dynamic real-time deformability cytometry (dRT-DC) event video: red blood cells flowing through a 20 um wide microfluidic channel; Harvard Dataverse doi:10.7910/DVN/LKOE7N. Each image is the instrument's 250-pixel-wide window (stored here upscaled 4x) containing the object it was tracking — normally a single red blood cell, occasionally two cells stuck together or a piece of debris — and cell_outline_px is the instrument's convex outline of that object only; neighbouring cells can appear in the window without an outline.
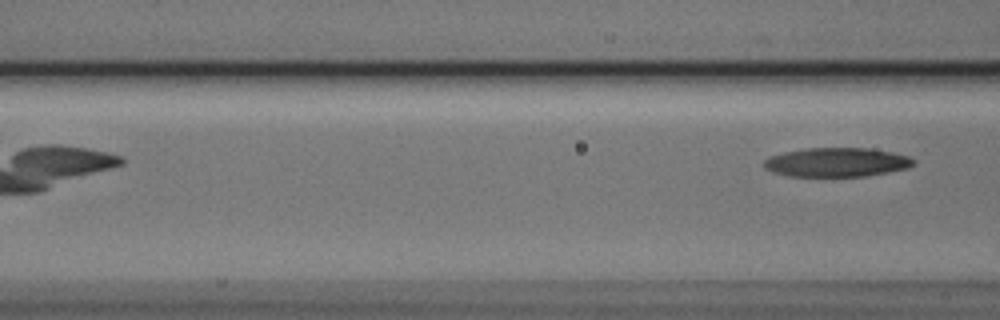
{"species": "Egyptian fruit bat (a non-hibernating species)", "species_latin": "Rousettus aegyptiacus", "temperature_condition": "cold", "stored_images_in_passage": 6, "camera_frame_rate_fps": 3000, "um_per_image_px": 0.085, "animal": {"sex": "male"}, "frame": {"image": 1, "passage_image": 6, "time_ms": 1.667, "image_size_px": [1000, 320], "cell_outline_px": [[916, 164], [908, 168], [888, 172], [864, 176], [792, 176], [776, 172], [764, 168], [764, 160], [768, 156], [784, 152], [808, 148], [868, 148], [892, 152], [908, 156], [916, 160]], "centroid_in_image_um": [71.16, 13.78], "position_along_channel_um": 95.4, "area_um2": 25.26}}